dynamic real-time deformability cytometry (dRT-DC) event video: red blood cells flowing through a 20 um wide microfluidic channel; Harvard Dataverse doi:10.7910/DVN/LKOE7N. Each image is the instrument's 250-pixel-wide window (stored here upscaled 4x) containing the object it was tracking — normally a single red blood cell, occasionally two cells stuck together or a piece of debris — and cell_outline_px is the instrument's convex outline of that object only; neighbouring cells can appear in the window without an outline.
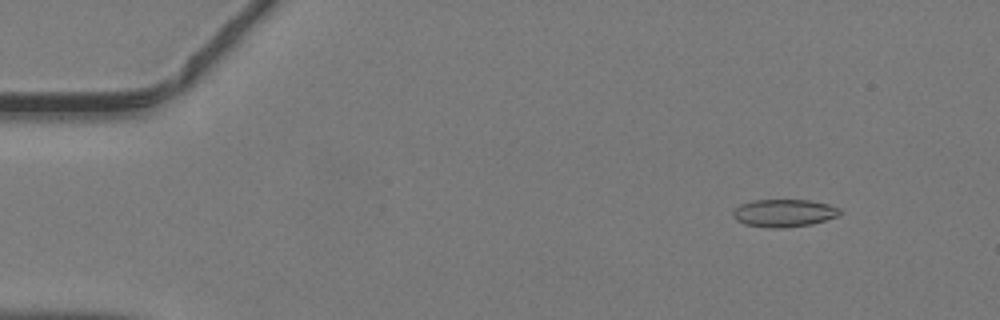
{"species": "common noctule bat (a hibernating species)", "species_latin": "Nyctalus noctula", "temperature_condition": "warm", "stored_images_in_passage": 47, "camera_frame_rate_fps": 3000, "um_per_image_px": 0.085, "animal": {"sex": "male", "body_mass_g": 19.2, "forearm_length_mm": 51.8}, "frame": {"image": 1, "passage_image": 6, "time_ms": 1.667, "image_size_px": [1000, 320], "cell_outline_px": [[840, 216], [812, 224], [784, 228], [768, 228], [744, 224], [736, 220], [732, 216], [732, 212], [740, 204], [752, 200], [808, 200], [828, 204], [840, 208]], "centroid_in_image_um": [66.63, 18.11], "position_along_channel_um": 18.4, "area_um2": 17.4}}
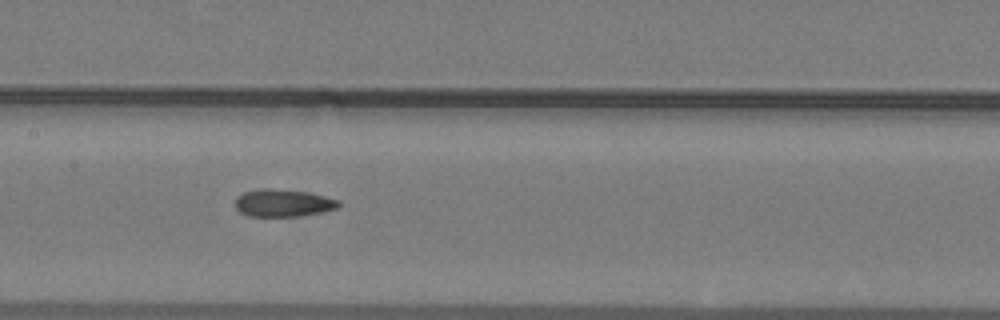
{"frame": {"image": 2, "passage_image": 24, "time_ms": 7.667, "image_size_px": [1000, 320], "cell_outline_px": [[340, 208], [320, 212], [296, 216], [248, 216], [240, 212], [236, 208], [236, 196], [244, 192], [260, 188], [272, 188], [304, 192], [324, 196], [340, 200]], "centroid_in_image_um": [24.05, 17.25], "position_along_channel_um": 183.4, "area_um2": 16.47}}
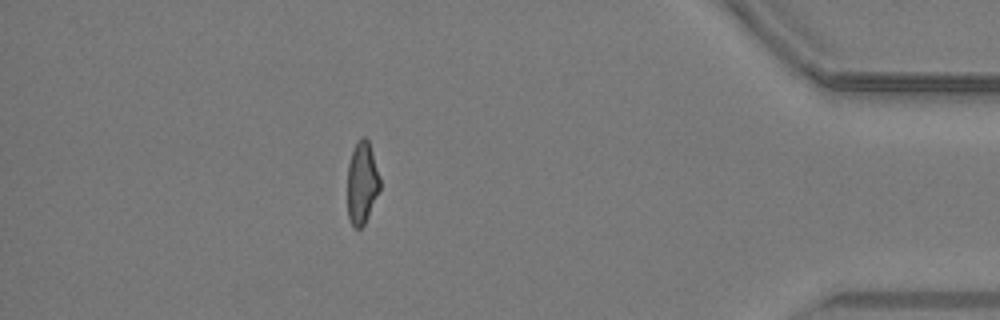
{"frame": {"image": 3, "passage_image": 42, "time_ms": 13.667, "image_size_px": [1000, 320], "cell_outline_px": [[380, 188], [368, 216], [364, 224], [360, 228], [352, 228], [348, 220], [348, 164], [352, 152], [360, 136], [364, 136], [368, 140], [380, 176]], "centroid_in_image_um": [30.76, 15.56], "position_along_channel_um": 404.4, "area_um2": 15.55}}